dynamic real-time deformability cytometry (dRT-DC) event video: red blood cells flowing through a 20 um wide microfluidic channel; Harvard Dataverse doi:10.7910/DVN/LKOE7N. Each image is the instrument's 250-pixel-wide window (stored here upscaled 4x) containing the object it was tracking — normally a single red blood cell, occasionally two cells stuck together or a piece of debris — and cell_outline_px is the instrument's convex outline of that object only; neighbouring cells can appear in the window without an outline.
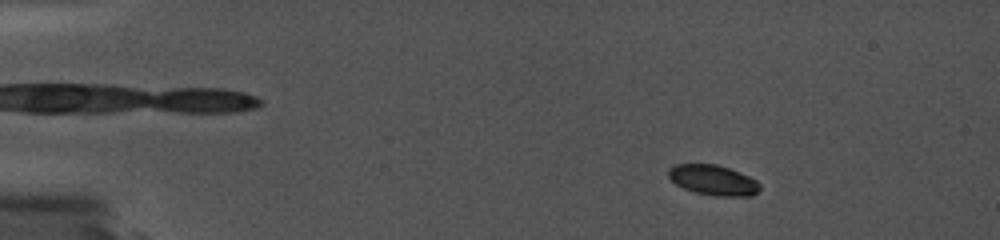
{"species": "common noctule bat (a hibernating species)", "species_latin": "Nyctalus noctula", "temperature_condition": "cold", "stored_images_in_passage": 13, "camera_frame_rate_fps": 5000, "um_per_image_px": 0.085, "animal": {"sex": "female", "body_mass_g": 19.0, "forearm_length_mm": 56.7}, "frame": {"image": 1, "passage_image": 4, "time_ms": 2.2, "image_size_px": [1000, 240], "cell_outline_px": [[760, 188], [752, 196], [716, 196], [696, 192], [684, 188], [676, 184], [668, 176], [668, 168], [672, 164], [716, 164], [740, 172], [756, 180], [760, 184]], "centroid_in_image_um": [60.6, 15.3], "position_along_channel_um": 24.4, "area_um2": 16.07}}